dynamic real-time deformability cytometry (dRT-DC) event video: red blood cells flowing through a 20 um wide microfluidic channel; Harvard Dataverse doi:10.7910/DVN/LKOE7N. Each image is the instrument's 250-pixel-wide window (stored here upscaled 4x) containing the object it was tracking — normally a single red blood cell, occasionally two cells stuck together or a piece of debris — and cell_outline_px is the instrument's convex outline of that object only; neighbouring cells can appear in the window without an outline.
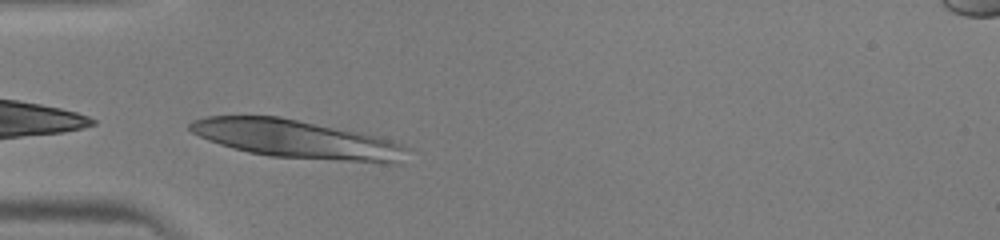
{"species": "human", "species_latin": "Homo sapiens", "temperature_condition": "warm", "stored_images_in_passage": 28, "camera_frame_rate_fps": 3000, "um_per_image_px": 0.085, "donor": {"sex": "male"}, "frame": {"image": 1, "passage_image": 1, "time_ms": 0.0, "image_size_px": [1000, 240], "cell_outline_px": [[412, 148], [400, 164], [392, 164], [272, 156], [248, 152], [232, 148], [208, 140], [192, 132], [188, 128], [188, 124], [192, 120], [208, 116], [280, 116], [376, 136]], "centroid_in_image_um": [25.25, 11.84], "position_along_channel_um": 59.7, "area_um2": 48.38}}
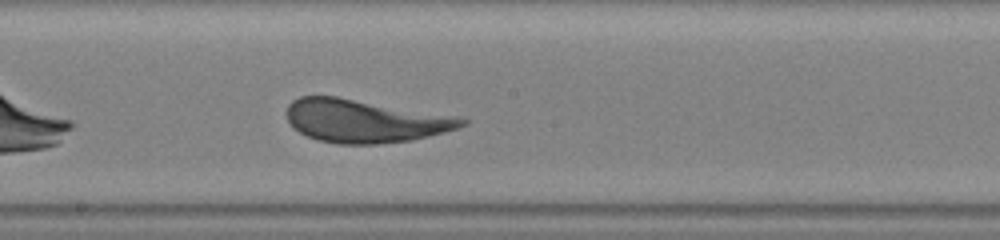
{"frame": {"image": 2, "passage_image": 12, "time_ms": 3.667, "image_size_px": [1000, 240], "cell_outline_px": [[468, 124], [444, 132], [412, 140], [376, 144], [340, 144], [316, 140], [292, 128], [284, 112], [288, 104], [292, 100], [300, 96], [336, 96], [464, 116], [468, 120]], "centroid_in_image_um": [31.03, 10.26], "position_along_channel_um": 217.2, "area_um2": 44.68}}
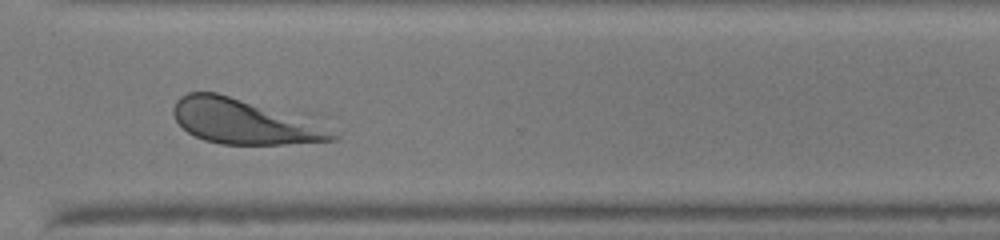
{"frame": {"image": 3, "passage_image": 21, "time_ms": 6.667, "image_size_px": [1000, 240], "cell_outline_px": [[340, 136], [336, 140], [284, 144], [220, 144], [204, 140], [188, 132], [176, 120], [172, 112], [172, 108], [176, 100], [180, 96], [188, 92], [216, 92], [228, 96]], "centroid_in_image_um": [20.43, 10.37], "position_along_channel_um": 350.2, "area_um2": 38.44}}